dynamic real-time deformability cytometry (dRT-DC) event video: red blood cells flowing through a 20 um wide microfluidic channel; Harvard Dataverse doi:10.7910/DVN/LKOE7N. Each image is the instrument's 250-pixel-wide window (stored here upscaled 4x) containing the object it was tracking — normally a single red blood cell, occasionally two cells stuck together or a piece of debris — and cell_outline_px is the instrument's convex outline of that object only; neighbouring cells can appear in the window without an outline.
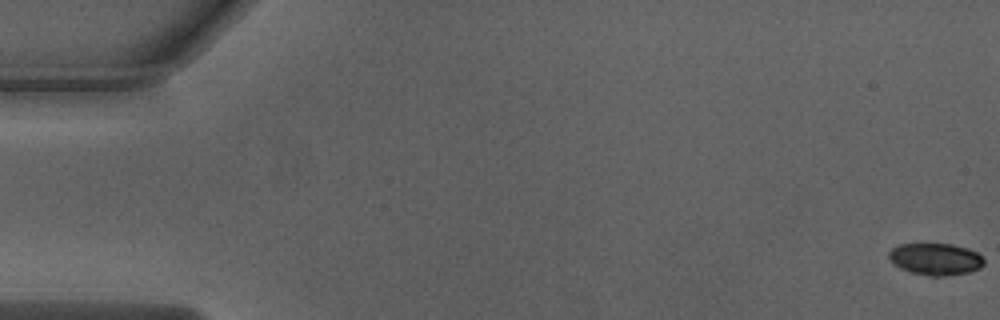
{"species": "Egyptian fruit bat (a non-hibernating species)", "species_latin": "Rousettus aegyptiacus", "temperature_condition": "warm", "stored_images_in_passage": 54, "segment_of_instrument_passage": [1, 2], "camera_frame_rate_fps": 3000, "um_per_image_px": 0.085, "animal": {"sex": "male"}, "frame": {"image": 1, "passage_image": 1, "time_ms": 0.0, "image_size_px": [1000, 320], "cell_outline_px": [[984, 264], [980, 268], [968, 272], [944, 276], [932, 276], [912, 272], [900, 268], [888, 256], [888, 252], [892, 248], [900, 244], [952, 244], [968, 248], [976, 252], [984, 260]], "centroid_in_image_um": [79.53, 22.01], "position_along_channel_um": 5.5, "area_um2": 17.46}}
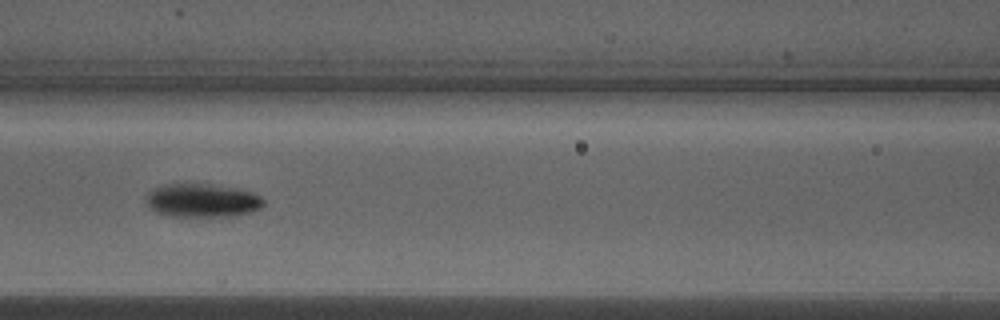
{"frame": {"image": 2, "passage_image": 24, "time_ms": 7.667, "image_size_px": [1000, 320], "cell_outline_px": [[264, 204], [260, 208], [236, 216], [164, 216], [156, 212], [144, 200], [148, 192], [164, 184], [196, 184], [236, 188], [252, 192], [260, 196], [264, 200]], "centroid_in_image_um": [17.17, 17.05], "position_along_channel_um": 149.4, "area_um2": 22.72}}
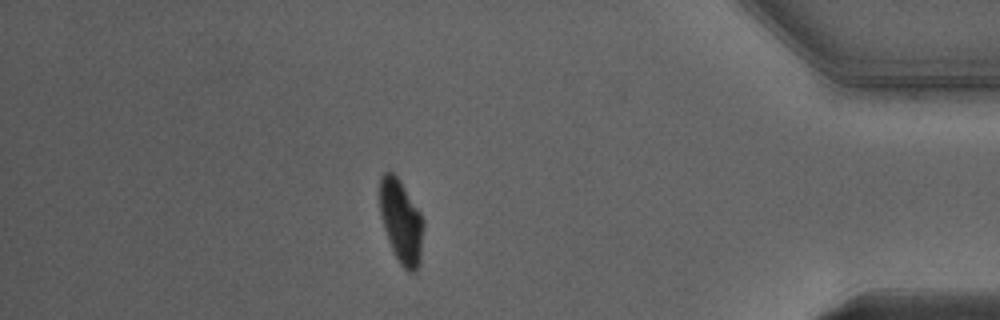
{"frame": {"image": 3, "passage_image": 46, "time_ms": 15.0, "image_size_px": [1000, 320], "cell_outline_px": [[424, 224], [420, 260], [416, 272], [408, 272], [400, 264], [388, 240], [384, 228], [380, 212], [380, 180], [384, 172], [392, 172], [400, 180], [420, 212], [424, 220]], "centroid_in_image_um": [34.11, 18.84], "position_along_channel_um": 401.1, "area_um2": 21.1}}